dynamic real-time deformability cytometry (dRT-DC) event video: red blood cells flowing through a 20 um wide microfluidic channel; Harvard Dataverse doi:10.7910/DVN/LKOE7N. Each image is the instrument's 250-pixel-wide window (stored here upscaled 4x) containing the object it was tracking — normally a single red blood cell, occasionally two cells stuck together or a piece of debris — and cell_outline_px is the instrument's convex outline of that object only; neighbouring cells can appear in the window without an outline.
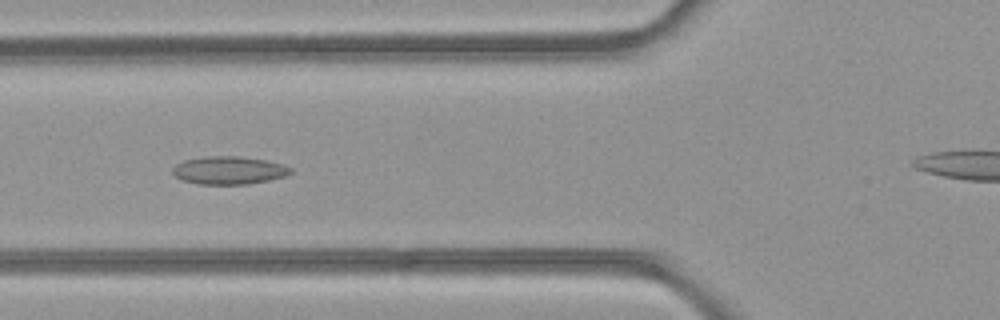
{"species": "common noctule bat (a hibernating species)", "species_latin": "Nyctalus noctula", "temperature_condition": "room temperature", "stored_images_in_passage": 34, "segment_of_instrument_passage": [1, 2], "camera_frame_rate_fps": 3000, "um_per_image_px": 0.085, "animal": {"sex": "female", "body_mass_g": 21.9}, "frame": {"image": 1, "passage_image": 3, "time_ms": 0.667, "image_size_px": [1000, 320], "cell_outline_px": [[292, 172], [284, 176], [268, 180], [248, 184], [200, 184], [184, 180], [176, 176], [172, 172], [172, 168], [176, 164], [184, 160], [204, 156], [236, 156], [264, 160], [284, 164], [292, 168]], "centroid_in_image_um": [19.46, 14.47], "position_along_channel_um": 106.3, "area_um2": 19.07}}
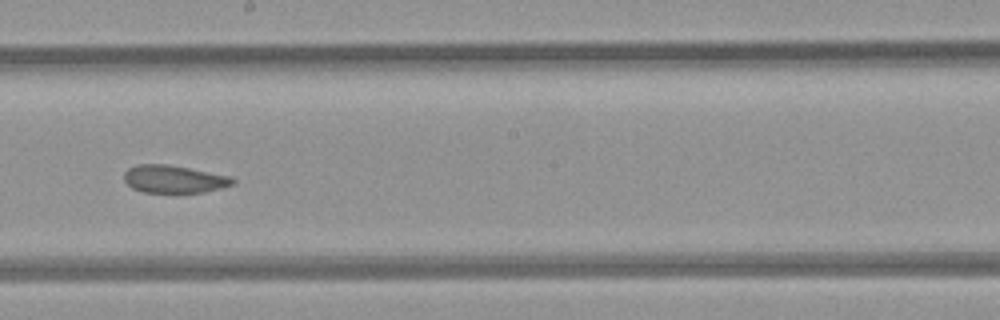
{"frame": {"image": 2, "passage_image": 12, "time_ms": 3.667, "image_size_px": [1000, 320], "cell_outline_px": [[236, 180], [232, 184], [220, 188], [204, 192], [144, 192], [132, 188], [124, 180], [124, 172], [128, 168], [136, 164], [168, 164], [232, 176]], "centroid_in_image_um": [14.78, 15.21], "position_along_channel_um": 233.4, "area_um2": 17.51}}
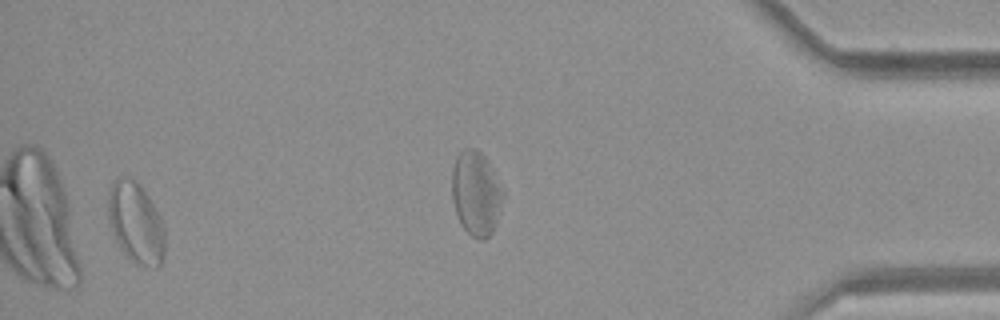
{"frame": {"image": 3, "passage_image": 32, "time_ms": 10.333, "image_size_px": [1000, 320], "cell_outline_px": [[164, 256], [160, 264], [156, 268], [140, 264], [132, 260], [120, 248], [112, 232], [108, 216], [108, 188], [112, 180], [136, 180], [140, 184], [148, 196], [160, 216], [164, 228]], "centroid_in_image_um": [11.54, 18.94], "position_along_channel_um": 423.7, "area_um2": 26.41}}